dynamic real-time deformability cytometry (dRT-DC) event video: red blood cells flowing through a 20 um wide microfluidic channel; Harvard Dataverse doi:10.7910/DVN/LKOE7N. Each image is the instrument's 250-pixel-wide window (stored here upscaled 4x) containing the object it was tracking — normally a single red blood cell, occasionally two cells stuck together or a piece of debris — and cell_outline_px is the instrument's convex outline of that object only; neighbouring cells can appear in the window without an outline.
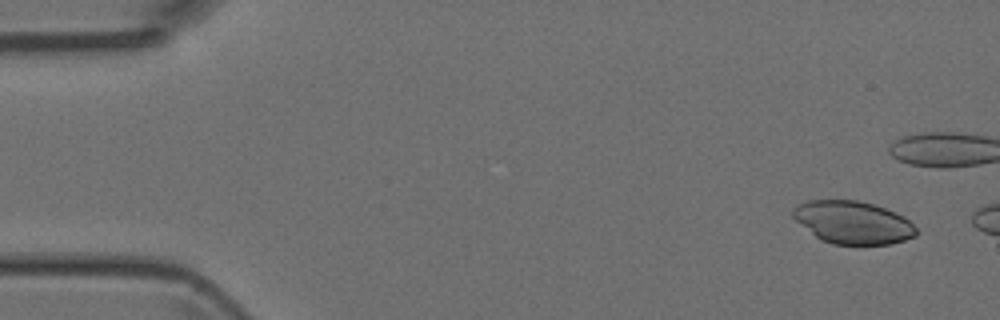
{"species": "Egyptian fruit bat (a non-hibernating species)", "species_latin": "Rousettus aegyptiacus", "temperature_condition": "room temperature", "stored_images_in_passage": 3, "camera_frame_rate_fps": 3000, "um_per_image_px": 0.085, "animal": {"sex": "female"}, "frame": {"image": 1, "passage_image": 1, "time_ms": 0.0, "image_size_px": [1000, 320], "cell_outline_px": [[916, 236], [892, 244], [832, 244], [820, 240], [796, 220], [792, 216], [792, 208], [808, 200], [856, 200], [872, 204], [896, 212], [904, 216], [916, 228]], "centroid_in_image_um": [72.49, 18.91], "position_along_channel_um": 12.5, "area_um2": 30.58}}